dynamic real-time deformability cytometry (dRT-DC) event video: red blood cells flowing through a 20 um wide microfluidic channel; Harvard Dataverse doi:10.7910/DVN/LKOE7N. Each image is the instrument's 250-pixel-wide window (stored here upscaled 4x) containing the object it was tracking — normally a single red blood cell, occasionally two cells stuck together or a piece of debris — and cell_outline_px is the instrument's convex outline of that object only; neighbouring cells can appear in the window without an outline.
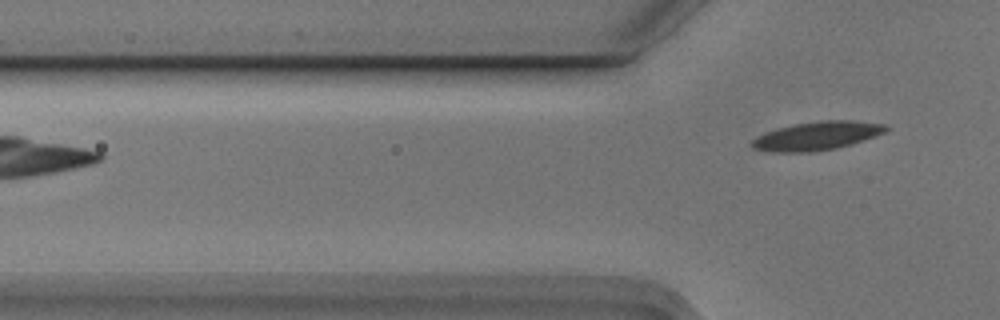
{"species": "Egyptian fruit bat (a non-hibernating species)", "species_latin": "Rousettus aegyptiacus", "temperature_condition": "cold", "stored_images_in_passage": 2, "camera_frame_rate_fps": 3000, "um_per_image_px": 0.085, "animal": {"sex": "male"}, "frame": {"image": 1, "passage_image": 2, "time_ms": 0.333, "image_size_px": [1000, 320], "cell_outline_px": [[888, 128], [884, 132], [852, 144], [836, 148], [812, 152], [772, 152], [752, 148], [752, 140], [756, 136], [776, 128], [792, 124], [820, 120], [852, 120], [884, 124]], "centroid_in_image_um": [69.39, 11.54], "position_along_channel_um": 56.4, "area_um2": 22.25}}